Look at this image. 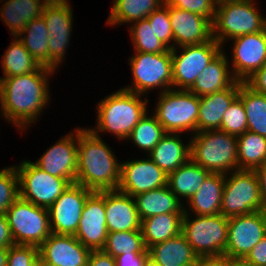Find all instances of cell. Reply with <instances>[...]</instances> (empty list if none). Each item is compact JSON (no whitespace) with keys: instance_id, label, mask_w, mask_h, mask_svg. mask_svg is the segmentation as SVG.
Instances as JSON below:
<instances>
[{"instance_id":"6da1fadb","label":"cell","mask_w":266,"mask_h":266,"mask_svg":"<svg viewBox=\"0 0 266 266\" xmlns=\"http://www.w3.org/2000/svg\"><path fill=\"white\" fill-rule=\"evenodd\" d=\"M53 72L55 70L41 66L32 73L0 77L1 115L18 129L34 123L50 101L47 78Z\"/></svg>"},{"instance_id":"7a4b0ae2","label":"cell","mask_w":266,"mask_h":266,"mask_svg":"<svg viewBox=\"0 0 266 266\" xmlns=\"http://www.w3.org/2000/svg\"><path fill=\"white\" fill-rule=\"evenodd\" d=\"M117 161L99 134L78 128L76 184L97 192L117 190L121 171V163Z\"/></svg>"},{"instance_id":"3957f363","label":"cell","mask_w":266,"mask_h":266,"mask_svg":"<svg viewBox=\"0 0 266 266\" xmlns=\"http://www.w3.org/2000/svg\"><path fill=\"white\" fill-rule=\"evenodd\" d=\"M142 95L120 89L98 103V124L92 133L112 132L119 139H127L133 128L147 113L148 100L142 101Z\"/></svg>"},{"instance_id":"277c9868","label":"cell","mask_w":266,"mask_h":266,"mask_svg":"<svg viewBox=\"0 0 266 266\" xmlns=\"http://www.w3.org/2000/svg\"><path fill=\"white\" fill-rule=\"evenodd\" d=\"M189 144L190 159L211 173L238 170L237 136L219 129L207 130L196 132Z\"/></svg>"},{"instance_id":"5b68a950","label":"cell","mask_w":266,"mask_h":266,"mask_svg":"<svg viewBox=\"0 0 266 266\" xmlns=\"http://www.w3.org/2000/svg\"><path fill=\"white\" fill-rule=\"evenodd\" d=\"M253 3L252 0H217L212 37L221 46L224 40L264 31V17Z\"/></svg>"},{"instance_id":"8992f818","label":"cell","mask_w":266,"mask_h":266,"mask_svg":"<svg viewBox=\"0 0 266 266\" xmlns=\"http://www.w3.org/2000/svg\"><path fill=\"white\" fill-rule=\"evenodd\" d=\"M184 208L182 233L198 256L224 255L228 237L229 218L222 214L196 215L194 220Z\"/></svg>"},{"instance_id":"52a82bcc","label":"cell","mask_w":266,"mask_h":266,"mask_svg":"<svg viewBox=\"0 0 266 266\" xmlns=\"http://www.w3.org/2000/svg\"><path fill=\"white\" fill-rule=\"evenodd\" d=\"M154 115L167 133L197 132L200 97L184 89L161 92Z\"/></svg>"},{"instance_id":"ba28073f","label":"cell","mask_w":266,"mask_h":266,"mask_svg":"<svg viewBox=\"0 0 266 266\" xmlns=\"http://www.w3.org/2000/svg\"><path fill=\"white\" fill-rule=\"evenodd\" d=\"M6 217L16 245L39 247L52 233L48 209L21 197L10 206Z\"/></svg>"},{"instance_id":"9c48e42d","label":"cell","mask_w":266,"mask_h":266,"mask_svg":"<svg viewBox=\"0 0 266 266\" xmlns=\"http://www.w3.org/2000/svg\"><path fill=\"white\" fill-rule=\"evenodd\" d=\"M225 174L221 214L230 218L260 211L261 192L255 170L238 169Z\"/></svg>"},{"instance_id":"30bf717a","label":"cell","mask_w":266,"mask_h":266,"mask_svg":"<svg viewBox=\"0 0 266 266\" xmlns=\"http://www.w3.org/2000/svg\"><path fill=\"white\" fill-rule=\"evenodd\" d=\"M130 63L133 86L122 89L144 95L147 90L157 87L163 88L162 92L173 88L171 50L162 53L136 51V55L130 57Z\"/></svg>"},{"instance_id":"8fae6325","label":"cell","mask_w":266,"mask_h":266,"mask_svg":"<svg viewBox=\"0 0 266 266\" xmlns=\"http://www.w3.org/2000/svg\"><path fill=\"white\" fill-rule=\"evenodd\" d=\"M15 168L19 177L20 197L39 207L48 209L71 185L66 179L48 174L29 160H23Z\"/></svg>"},{"instance_id":"7c38bea8","label":"cell","mask_w":266,"mask_h":266,"mask_svg":"<svg viewBox=\"0 0 266 266\" xmlns=\"http://www.w3.org/2000/svg\"><path fill=\"white\" fill-rule=\"evenodd\" d=\"M222 47L212 38L205 43L181 46L183 51L180 55H177L176 47L173 48L171 50L173 87L179 86L180 89L188 90L205 67L223 51Z\"/></svg>"},{"instance_id":"4fadbf2b","label":"cell","mask_w":266,"mask_h":266,"mask_svg":"<svg viewBox=\"0 0 266 266\" xmlns=\"http://www.w3.org/2000/svg\"><path fill=\"white\" fill-rule=\"evenodd\" d=\"M266 235V215L262 211L229 218L224 255L244 259Z\"/></svg>"},{"instance_id":"5bb4252c","label":"cell","mask_w":266,"mask_h":266,"mask_svg":"<svg viewBox=\"0 0 266 266\" xmlns=\"http://www.w3.org/2000/svg\"><path fill=\"white\" fill-rule=\"evenodd\" d=\"M69 4V0H49L42 13L49 32L50 68L53 70L64 60L69 45L73 24L72 7Z\"/></svg>"},{"instance_id":"9a60e30c","label":"cell","mask_w":266,"mask_h":266,"mask_svg":"<svg viewBox=\"0 0 266 266\" xmlns=\"http://www.w3.org/2000/svg\"><path fill=\"white\" fill-rule=\"evenodd\" d=\"M92 192L83 185L71 184L48 208L51 232L75 236L85 201Z\"/></svg>"},{"instance_id":"2e32d148","label":"cell","mask_w":266,"mask_h":266,"mask_svg":"<svg viewBox=\"0 0 266 266\" xmlns=\"http://www.w3.org/2000/svg\"><path fill=\"white\" fill-rule=\"evenodd\" d=\"M106 223L105 191H93L85 201L75 237L91 251L102 250L108 236Z\"/></svg>"},{"instance_id":"e0dca14e","label":"cell","mask_w":266,"mask_h":266,"mask_svg":"<svg viewBox=\"0 0 266 266\" xmlns=\"http://www.w3.org/2000/svg\"><path fill=\"white\" fill-rule=\"evenodd\" d=\"M168 185V175L153 160L121 163L118 191L132 197Z\"/></svg>"},{"instance_id":"ac0fdd59","label":"cell","mask_w":266,"mask_h":266,"mask_svg":"<svg viewBox=\"0 0 266 266\" xmlns=\"http://www.w3.org/2000/svg\"><path fill=\"white\" fill-rule=\"evenodd\" d=\"M90 253L74 235L51 233L39 246L40 266H87Z\"/></svg>"},{"instance_id":"d6986e66","label":"cell","mask_w":266,"mask_h":266,"mask_svg":"<svg viewBox=\"0 0 266 266\" xmlns=\"http://www.w3.org/2000/svg\"><path fill=\"white\" fill-rule=\"evenodd\" d=\"M232 74L245 82L266 64V31L245 34L233 39Z\"/></svg>"},{"instance_id":"ffe728a7","label":"cell","mask_w":266,"mask_h":266,"mask_svg":"<svg viewBox=\"0 0 266 266\" xmlns=\"http://www.w3.org/2000/svg\"><path fill=\"white\" fill-rule=\"evenodd\" d=\"M51 146L35 164L52 176L76 182L78 166V128Z\"/></svg>"},{"instance_id":"44dd1931","label":"cell","mask_w":266,"mask_h":266,"mask_svg":"<svg viewBox=\"0 0 266 266\" xmlns=\"http://www.w3.org/2000/svg\"><path fill=\"white\" fill-rule=\"evenodd\" d=\"M169 17L174 35L173 48L196 45L211 40L212 22L204 16L169 5Z\"/></svg>"},{"instance_id":"7402d4cb","label":"cell","mask_w":266,"mask_h":266,"mask_svg":"<svg viewBox=\"0 0 266 266\" xmlns=\"http://www.w3.org/2000/svg\"><path fill=\"white\" fill-rule=\"evenodd\" d=\"M105 212L108 233L141 230V220L132 196L118 190L105 191Z\"/></svg>"},{"instance_id":"603a6c76","label":"cell","mask_w":266,"mask_h":266,"mask_svg":"<svg viewBox=\"0 0 266 266\" xmlns=\"http://www.w3.org/2000/svg\"><path fill=\"white\" fill-rule=\"evenodd\" d=\"M240 81L231 87L200 97L197 132L220 129L222 117L238 97Z\"/></svg>"},{"instance_id":"cb8c5ba5","label":"cell","mask_w":266,"mask_h":266,"mask_svg":"<svg viewBox=\"0 0 266 266\" xmlns=\"http://www.w3.org/2000/svg\"><path fill=\"white\" fill-rule=\"evenodd\" d=\"M147 250L148 257L160 266H195L199 257L182 232Z\"/></svg>"},{"instance_id":"d4e9b609","label":"cell","mask_w":266,"mask_h":266,"mask_svg":"<svg viewBox=\"0 0 266 266\" xmlns=\"http://www.w3.org/2000/svg\"><path fill=\"white\" fill-rule=\"evenodd\" d=\"M226 57L221 51L197 76L188 90L201 97L231 87L237 80L228 70L229 64Z\"/></svg>"},{"instance_id":"484cf974","label":"cell","mask_w":266,"mask_h":266,"mask_svg":"<svg viewBox=\"0 0 266 266\" xmlns=\"http://www.w3.org/2000/svg\"><path fill=\"white\" fill-rule=\"evenodd\" d=\"M133 198L140 220L165 213H184V207L168 185L136 195Z\"/></svg>"},{"instance_id":"4316f807","label":"cell","mask_w":266,"mask_h":266,"mask_svg":"<svg viewBox=\"0 0 266 266\" xmlns=\"http://www.w3.org/2000/svg\"><path fill=\"white\" fill-rule=\"evenodd\" d=\"M149 157L169 175L190 159V144L184 145L179 133H167L149 153Z\"/></svg>"},{"instance_id":"83f0119b","label":"cell","mask_w":266,"mask_h":266,"mask_svg":"<svg viewBox=\"0 0 266 266\" xmlns=\"http://www.w3.org/2000/svg\"><path fill=\"white\" fill-rule=\"evenodd\" d=\"M225 174L210 173L199 190L192 196L189 206L196 215L221 214L222 193Z\"/></svg>"},{"instance_id":"f1b7e54d","label":"cell","mask_w":266,"mask_h":266,"mask_svg":"<svg viewBox=\"0 0 266 266\" xmlns=\"http://www.w3.org/2000/svg\"><path fill=\"white\" fill-rule=\"evenodd\" d=\"M49 0H7L0 9V18L5 22L12 36H18L33 19L42 16Z\"/></svg>"},{"instance_id":"f546056e","label":"cell","mask_w":266,"mask_h":266,"mask_svg":"<svg viewBox=\"0 0 266 266\" xmlns=\"http://www.w3.org/2000/svg\"><path fill=\"white\" fill-rule=\"evenodd\" d=\"M182 217L183 213H165L141 220V232L146 249L181 233Z\"/></svg>"},{"instance_id":"4dcf8cb0","label":"cell","mask_w":266,"mask_h":266,"mask_svg":"<svg viewBox=\"0 0 266 266\" xmlns=\"http://www.w3.org/2000/svg\"><path fill=\"white\" fill-rule=\"evenodd\" d=\"M211 172L189 159L168 175V186L178 197L190 200Z\"/></svg>"},{"instance_id":"1f68e13d","label":"cell","mask_w":266,"mask_h":266,"mask_svg":"<svg viewBox=\"0 0 266 266\" xmlns=\"http://www.w3.org/2000/svg\"><path fill=\"white\" fill-rule=\"evenodd\" d=\"M27 33L26 37H20ZM48 28L42 16L31 20L17 36L34 59L44 67L50 68V53L48 48Z\"/></svg>"},{"instance_id":"d6a6232c","label":"cell","mask_w":266,"mask_h":266,"mask_svg":"<svg viewBox=\"0 0 266 266\" xmlns=\"http://www.w3.org/2000/svg\"><path fill=\"white\" fill-rule=\"evenodd\" d=\"M238 98L245 108L247 130L266 137V95L240 82Z\"/></svg>"},{"instance_id":"836d02e7","label":"cell","mask_w":266,"mask_h":266,"mask_svg":"<svg viewBox=\"0 0 266 266\" xmlns=\"http://www.w3.org/2000/svg\"><path fill=\"white\" fill-rule=\"evenodd\" d=\"M238 169L255 170L266 163V137L246 131L237 137Z\"/></svg>"},{"instance_id":"e575fe53","label":"cell","mask_w":266,"mask_h":266,"mask_svg":"<svg viewBox=\"0 0 266 266\" xmlns=\"http://www.w3.org/2000/svg\"><path fill=\"white\" fill-rule=\"evenodd\" d=\"M107 24L131 23L146 19L165 0H114Z\"/></svg>"},{"instance_id":"d590c367","label":"cell","mask_w":266,"mask_h":266,"mask_svg":"<svg viewBox=\"0 0 266 266\" xmlns=\"http://www.w3.org/2000/svg\"><path fill=\"white\" fill-rule=\"evenodd\" d=\"M14 38L15 41L13 40L3 55L2 69L5 75L4 77H14L32 73L41 67L24 47L19 37L15 36Z\"/></svg>"},{"instance_id":"8d00e7d4","label":"cell","mask_w":266,"mask_h":266,"mask_svg":"<svg viewBox=\"0 0 266 266\" xmlns=\"http://www.w3.org/2000/svg\"><path fill=\"white\" fill-rule=\"evenodd\" d=\"M113 258L128 253H148L141 230L109 232L102 249Z\"/></svg>"},{"instance_id":"74e56055","label":"cell","mask_w":266,"mask_h":266,"mask_svg":"<svg viewBox=\"0 0 266 266\" xmlns=\"http://www.w3.org/2000/svg\"><path fill=\"white\" fill-rule=\"evenodd\" d=\"M166 134L167 132L158 122L156 116L150 117L146 113L133 128L127 139L130 138L139 148L150 153Z\"/></svg>"},{"instance_id":"f35d334b","label":"cell","mask_w":266,"mask_h":266,"mask_svg":"<svg viewBox=\"0 0 266 266\" xmlns=\"http://www.w3.org/2000/svg\"><path fill=\"white\" fill-rule=\"evenodd\" d=\"M130 31L137 52L162 53L170 50L156 37L147 18L134 22Z\"/></svg>"},{"instance_id":"ab89813d","label":"cell","mask_w":266,"mask_h":266,"mask_svg":"<svg viewBox=\"0 0 266 266\" xmlns=\"http://www.w3.org/2000/svg\"><path fill=\"white\" fill-rule=\"evenodd\" d=\"M19 177L15 166L0 170V216L20 197Z\"/></svg>"},{"instance_id":"60d3db41","label":"cell","mask_w":266,"mask_h":266,"mask_svg":"<svg viewBox=\"0 0 266 266\" xmlns=\"http://www.w3.org/2000/svg\"><path fill=\"white\" fill-rule=\"evenodd\" d=\"M247 125L244 105L237 97L224 113L219 130L238 137L247 131Z\"/></svg>"},{"instance_id":"b9f144b4","label":"cell","mask_w":266,"mask_h":266,"mask_svg":"<svg viewBox=\"0 0 266 266\" xmlns=\"http://www.w3.org/2000/svg\"><path fill=\"white\" fill-rule=\"evenodd\" d=\"M147 19L156 37L172 50L173 44H169L171 40L174 41V35L170 24L169 4L165 1L155 11L149 14Z\"/></svg>"},{"instance_id":"7bdbcfd3","label":"cell","mask_w":266,"mask_h":266,"mask_svg":"<svg viewBox=\"0 0 266 266\" xmlns=\"http://www.w3.org/2000/svg\"><path fill=\"white\" fill-rule=\"evenodd\" d=\"M7 266H40L39 247L16 244L9 247Z\"/></svg>"},{"instance_id":"ee69618b","label":"cell","mask_w":266,"mask_h":266,"mask_svg":"<svg viewBox=\"0 0 266 266\" xmlns=\"http://www.w3.org/2000/svg\"><path fill=\"white\" fill-rule=\"evenodd\" d=\"M169 5L214 20L217 0H165Z\"/></svg>"},{"instance_id":"f6af8a7d","label":"cell","mask_w":266,"mask_h":266,"mask_svg":"<svg viewBox=\"0 0 266 266\" xmlns=\"http://www.w3.org/2000/svg\"><path fill=\"white\" fill-rule=\"evenodd\" d=\"M244 259L257 266H266V235L252 248Z\"/></svg>"},{"instance_id":"bcb514c9","label":"cell","mask_w":266,"mask_h":266,"mask_svg":"<svg viewBox=\"0 0 266 266\" xmlns=\"http://www.w3.org/2000/svg\"><path fill=\"white\" fill-rule=\"evenodd\" d=\"M245 83L254 91L266 95V64L248 78Z\"/></svg>"},{"instance_id":"7dc6e473","label":"cell","mask_w":266,"mask_h":266,"mask_svg":"<svg viewBox=\"0 0 266 266\" xmlns=\"http://www.w3.org/2000/svg\"><path fill=\"white\" fill-rule=\"evenodd\" d=\"M148 253H128L115 257L116 266H144Z\"/></svg>"},{"instance_id":"c3c4849f","label":"cell","mask_w":266,"mask_h":266,"mask_svg":"<svg viewBox=\"0 0 266 266\" xmlns=\"http://www.w3.org/2000/svg\"><path fill=\"white\" fill-rule=\"evenodd\" d=\"M87 266H116V261L103 250H93L89 255Z\"/></svg>"},{"instance_id":"681fc988","label":"cell","mask_w":266,"mask_h":266,"mask_svg":"<svg viewBox=\"0 0 266 266\" xmlns=\"http://www.w3.org/2000/svg\"><path fill=\"white\" fill-rule=\"evenodd\" d=\"M195 266H231V259L226 255L199 256Z\"/></svg>"},{"instance_id":"f907efd6","label":"cell","mask_w":266,"mask_h":266,"mask_svg":"<svg viewBox=\"0 0 266 266\" xmlns=\"http://www.w3.org/2000/svg\"><path fill=\"white\" fill-rule=\"evenodd\" d=\"M15 245L6 216H0V247L9 248Z\"/></svg>"},{"instance_id":"816d5d0a","label":"cell","mask_w":266,"mask_h":266,"mask_svg":"<svg viewBox=\"0 0 266 266\" xmlns=\"http://www.w3.org/2000/svg\"><path fill=\"white\" fill-rule=\"evenodd\" d=\"M258 176L260 192H261V207L262 211L266 215V163L255 169Z\"/></svg>"},{"instance_id":"f5cc1de1","label":"cell","mask_w":266,"mask_h":266,"mask_svg":"<svg viewBox=\"0 0 266 266\" xmlns=\"http://www.w3.org/2000/svg\"><path fill=\"white\" fill-rule=\"evenodd\" d=\"M8 248L0 247V266H7Z\"/></svg>"},{"instance_id":"db71d44e","label":"cell","mask_w":266,"mask_h":266,"mask_svg":"<svg viewBox=\"0 0 266 266\" xmlns=\"http://www.w3.org/2000/svg\"><path fill=\"white\" fill-rule=\"evenodd\" d=\"M231 266H257L247 262L245 259H231Z\"/></svg>"},{"instance_id":"11a10c76","label":"cell","mask_w":266,"mask_h":266,"mask_svg":"<svg viewBox=\"0 0 266 266\" xmlns=\"http://www.w3.org/2000/svg\"><path fill=\"white\" fill-rule=\"evenodd\" d=\"M144 266H160L158 263L153 261L150 257H147L144 261Z\"/></svg>"},{"instance_id":"9f6ffc18","label":"cell","mask_w":266,"mask_h":266,"mask_svg":"<svg viewBox=\"0 0 266 266\" xmlns=\"http://www.w3.org/2000/svg\"><path fill=\"white\" fill-rule=\"evenodd\" d=\"M264 20H265V27H264V30L266 31V18H264Z\"/></svg>"}]
</instances>
